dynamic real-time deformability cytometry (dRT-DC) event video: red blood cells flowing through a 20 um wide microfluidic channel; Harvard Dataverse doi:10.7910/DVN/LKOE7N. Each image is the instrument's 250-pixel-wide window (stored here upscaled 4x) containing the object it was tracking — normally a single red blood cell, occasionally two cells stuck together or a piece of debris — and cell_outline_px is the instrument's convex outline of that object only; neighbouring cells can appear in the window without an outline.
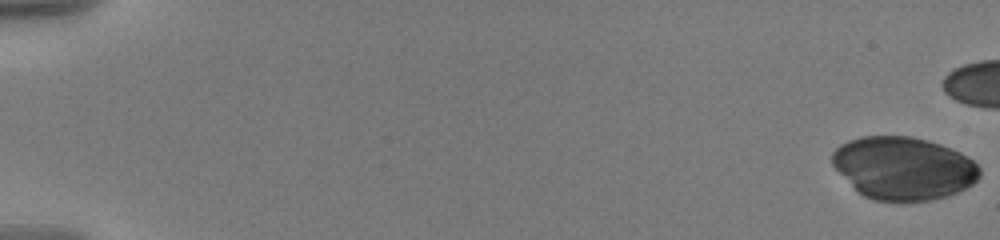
{"species": "human", "species_latin": "Homo sapiens", "temperature_condition": "warm", "stored_images_in_passage": 52, "camera_frame_rate_fps": 3000, "um_per_image_px": 0.085, "donor": {"sex": "male"}, "frame": {"image": 1, "passage_image": 1, "time_ms": 0.0, "image_size_px": [1000, 240], "cell_outline_px": [[980, 176], [972, 184], [948, 196], [932, 200], [904, 204], [900, 204], [876, 200], [864, 196], [832, 164], [832, 152], [840, 144], [848, 140], [860, 136], [912, 136], [928, 140], [940, 144], [960, 152], [968, 156], [980, 168]], "centroid_in_image_um": [76.81, 14.31], "position_along_channel_um": 8.2, "area_um2": 54.39}}
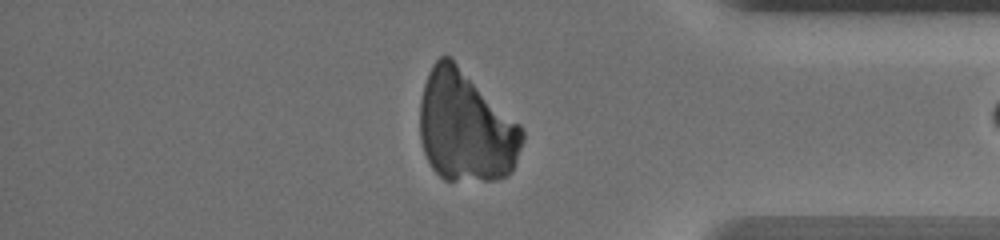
{"frame": {"image": 2, "passage_image": 50, "time_ms": 16.333, "image_size_px": [1000, 240], "cell_outline_px": [[524, 140], [512, 172], [508, 176], [496, 180], [444, 180], [432, 168], [424, 152], [420, 140], [420, 100], [424, 84], [428, 72], [432, 64], [440, 56], [452, 56], [520, 124], [524, 132]], "centroid_in_image_um": [39.6, 10.75], "position_along_channel_um": 395.6, "area_um2": 67.05}}